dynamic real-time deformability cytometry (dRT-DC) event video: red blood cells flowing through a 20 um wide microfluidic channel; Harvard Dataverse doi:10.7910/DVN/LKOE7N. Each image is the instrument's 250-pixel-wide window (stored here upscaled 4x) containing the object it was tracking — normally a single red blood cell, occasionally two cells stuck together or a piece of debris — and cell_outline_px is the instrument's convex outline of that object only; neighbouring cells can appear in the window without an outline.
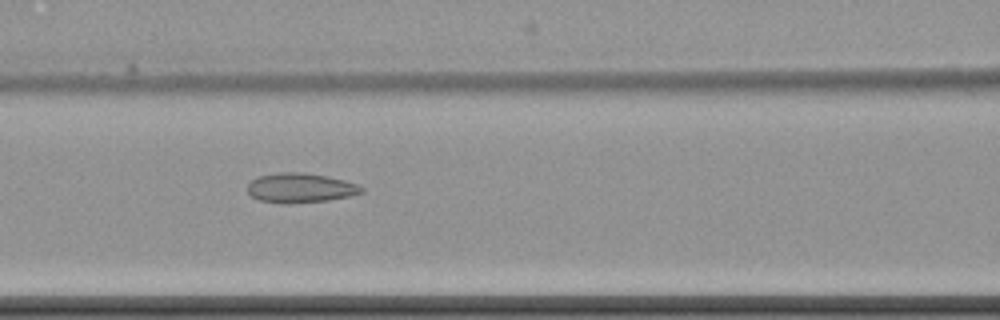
{"species": "common noctule bat (a hibernating species)", "species_latin": "Nyctalus noctula", "temperature_condition": "cold", "stored_images_in_passage": 6, "camera_frame_rate_fps": 3000, "um_per_image_px": 0.085, "animal": {"sex": "female", "body_mass_g": 22.7, "forearm_length_mm": 54.2}, "frame": {"image": 1, "passage_image": 6, "time_ms": 7.667, "image_size_px": [1000, 320], "cell_outline_px": [[364, 192], [352, 196], [328, 200], [284, 204], [280, 204], [260, 200], [252, 196], [248, 192], [248, 184], [252, 180], [260, 176], [280, 172], [304, 172], [328, 176], [344, 180], [356, 184], [364, 188]], "centroid_in_image_um": [25.56, 15.97], "position_along_channel_um": 141.0, "area_um2": 19.71}}